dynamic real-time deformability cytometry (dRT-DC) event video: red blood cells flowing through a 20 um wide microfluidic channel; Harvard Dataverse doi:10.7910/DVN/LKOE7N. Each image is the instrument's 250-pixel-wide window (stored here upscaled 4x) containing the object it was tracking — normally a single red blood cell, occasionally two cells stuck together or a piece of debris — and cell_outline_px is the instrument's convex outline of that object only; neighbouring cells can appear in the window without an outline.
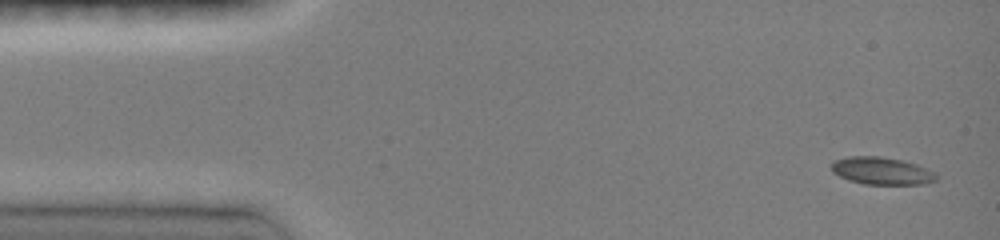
{"species": "common noctule bat (a hibernating species)", "species_latin": "Nyctalus noctula", "temperature_condition": "room temperature", "stored_images_in_passage": 8, "camera_frame_rate_fps": 3000, "um_per_image_px": 0.085, "animal": {"sex": "female", "body_mass_g": 19.0, "forearm_length_mm": 51.5}, "frame": {"image": 1, "passage_image": 1, "time_ms": 0.0, "image_size_px": [1000, 240], "cell_outline_px": [[936, 180], [924, 184], [864, 184], [848, 180], [832, 172], [832, 160], [848, 156], [880, 156], [900, 160], [916, 164], [936, 172]], "centroid_in_image_um": [74.92, 14.52], "position_along_channel_um": 10.1, "area_um2": 16.76}}
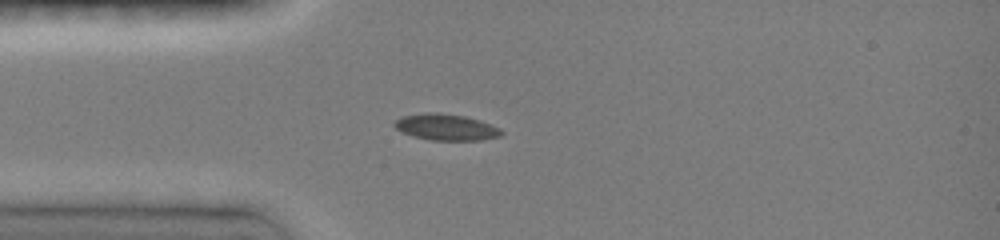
{"frame": {"image": 2, "passage_image": 7, "time_ms": 3.333, "image_size_px": [1000, 240], "cell_outline_px": [[504, 132], [500, 136], [480, 140], [432, 140], [412, 136], [400, 132], [392, 124], [400, 116], [424, 112], [436, 112], [464, 116], [480, 120], [500, 128]], "centroid_in_image_um": [37.87, 10.8], "position_along_channel_um": 47.1, "area_um2": 16.53}}